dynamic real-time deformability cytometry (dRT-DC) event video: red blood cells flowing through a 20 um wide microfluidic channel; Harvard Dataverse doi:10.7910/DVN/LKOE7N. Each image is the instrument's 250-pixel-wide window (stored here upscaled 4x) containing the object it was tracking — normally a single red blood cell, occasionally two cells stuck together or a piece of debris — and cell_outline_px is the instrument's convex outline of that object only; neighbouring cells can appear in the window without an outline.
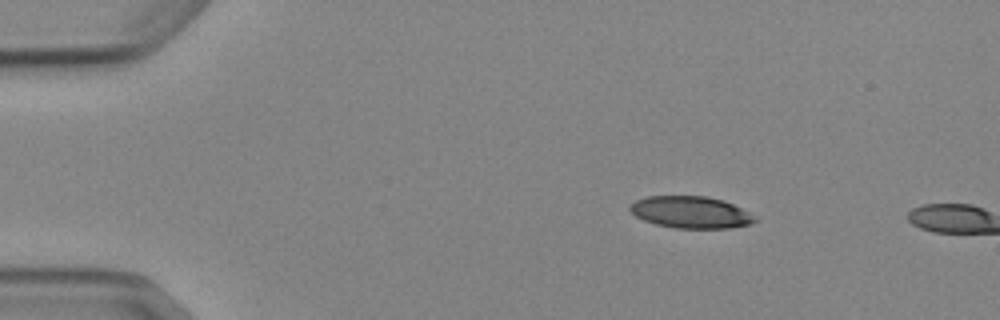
{"species": "Egyptian fruit bat (a non-hibernating species)", "species_latin": "Rousettus aegyptiacus", "temperature_condition": "cold", "stored_images_in_passage": 3, "camera_frame_rate_fps": 3000, "um_per_image_px": 0.085, "animal": {"sex": "female"}, "frame": {"image": 1, "passage_image": 2, "time_ms": 1.0, "image_size_px": [1000, 320], "cell_outline_px": [[760, 220], [752, 224], [732, 228], [676, 228], [656, 224], [644, 220], [636, 216], [628, 208], [636, 200], [648, 196], [704, 196], [724, 200], [748, 212]], "centroid_in_image_um": [58.75, 18.05], "position_along_channel_um": 26.2, "area_um2": 23.18}}